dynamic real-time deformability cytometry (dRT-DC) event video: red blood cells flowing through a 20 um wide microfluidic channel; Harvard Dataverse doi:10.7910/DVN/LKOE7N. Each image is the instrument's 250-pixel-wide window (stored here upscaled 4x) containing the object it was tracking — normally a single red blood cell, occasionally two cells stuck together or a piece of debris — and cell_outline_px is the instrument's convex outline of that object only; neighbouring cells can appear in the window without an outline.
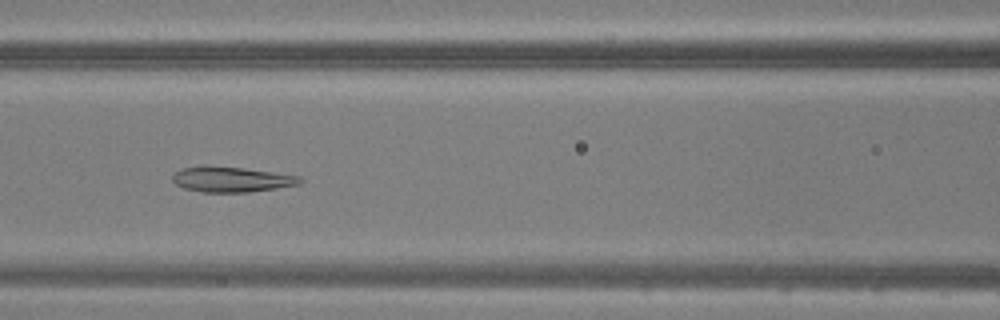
{"species": "common noctule bat (a hibernating species)", "species_latin": "Nyctalus noctula", "temperature_condition": "warm", "stored_images_in_passage": 46, "camera_frame_rate_fps": 3000, "um_per_image_px": 0.085, "animal": {"sex": "male", "body_mass_g": 20.5, "forearm_length_mm": 52.5}, "frame": {"image": 1, "passage_image": 20, "time_ms": 6.333, "image_size_px": [1000, 320], "cell_outline_px": [[304, 180], [300, 184], [276, 188], [248, 192], [200, 192], [184, 188], [176, 184], [172, 180], [172, 176], [176, 172], [184, 168], [244, 168], [300, 176]], "centroid_in_image_um": [19.74, 15.28], "position_along_channel_um": 146.9, "area_um2": 18.09}}
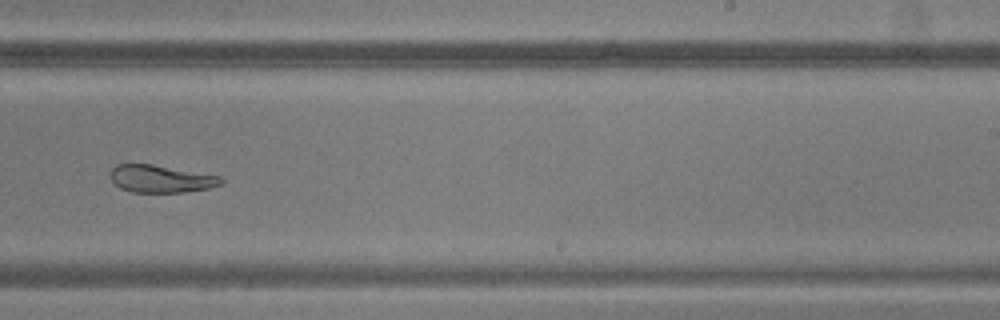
{"frame": {"image": 2, "passage_image": 29, "time_ms": 9.333, "image_size_px": [1000, 320], "cell_outline_px": [[224, 184], [208, 188], [180, 192], [132, 192], [120, 188], [108, 176], [108, 172], [116, 164], [152, 164], [220, 176], [224, 180]], "centroid_in_image_um": [13.64, 15.19], "position_along_channel_um": 275.4, "area_um2": 17.74}}
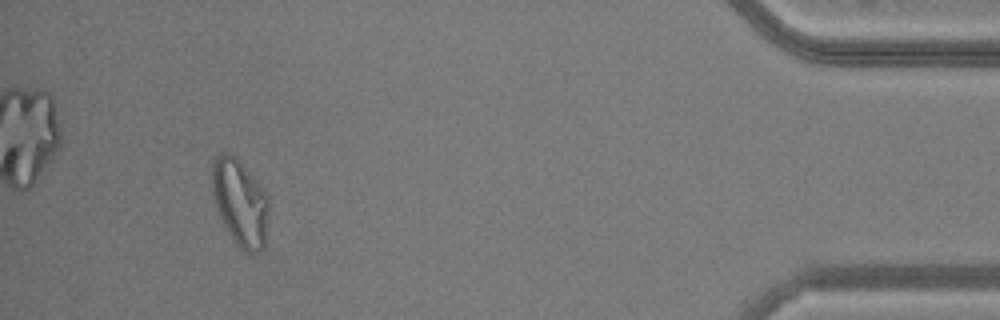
{"frame": {"image": 3, "passage_image": 43, "time_ms": 14.0, "image_size_px": [1000, 320], "cell_outline_px": [[268, 216], [264, 248], [260, 252], [244, 252], [232, 240], [216, 208], [212, 192], [212, 164], [216, 156], [224, 152], [232, 152], [236, 156], [264, 188], [268, 196]], "centroid_in_image_um": [20.41, 17.2], "position_along_channel_um": 414.8, "area_um2": 28.96}}